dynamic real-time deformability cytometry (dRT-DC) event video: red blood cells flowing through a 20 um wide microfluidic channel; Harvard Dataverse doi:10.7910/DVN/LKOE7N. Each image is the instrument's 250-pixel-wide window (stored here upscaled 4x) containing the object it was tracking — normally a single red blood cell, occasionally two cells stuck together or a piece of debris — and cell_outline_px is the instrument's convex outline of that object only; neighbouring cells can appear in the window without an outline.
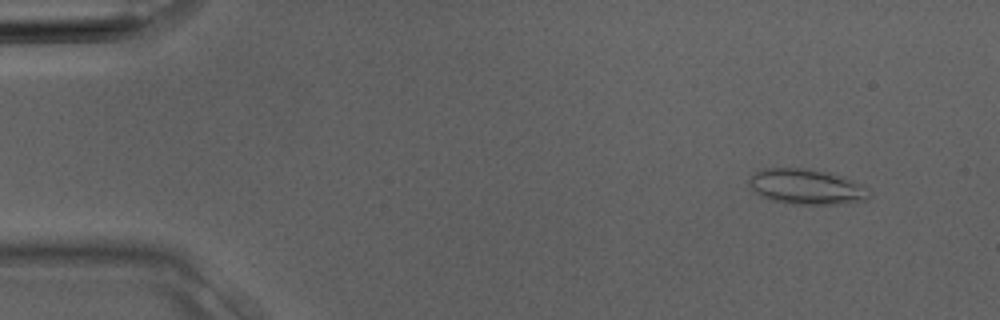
{"species": "Egyptian fruit bat (a non-hibernating species)", "species_latin": "Rousettus aegyptiacus", "temperature_condition": "room temperature", "stored_images_in_passage": 3, "camera_frame_rate_fps": 3000, "um_per_image_px": 0.085, "animal": {"sex": "male"}, "frame": {"image": 1, "passage_image": 1, "time_ms": 0.0, "image_size_px": [1000, 320], "cell_outline_px": [[868, 200], [836, 204], [800, 204], [772, 200], [756, 192], [748, 184], [752, 176], [756, 172], [764, 168], [800, 168], [828, 172], [864, 184], [868, 188]], "centroid_in_image_um": [68.59, 15.87], "position_along_channel_um": 16.4, "area_um2": 24.33}}